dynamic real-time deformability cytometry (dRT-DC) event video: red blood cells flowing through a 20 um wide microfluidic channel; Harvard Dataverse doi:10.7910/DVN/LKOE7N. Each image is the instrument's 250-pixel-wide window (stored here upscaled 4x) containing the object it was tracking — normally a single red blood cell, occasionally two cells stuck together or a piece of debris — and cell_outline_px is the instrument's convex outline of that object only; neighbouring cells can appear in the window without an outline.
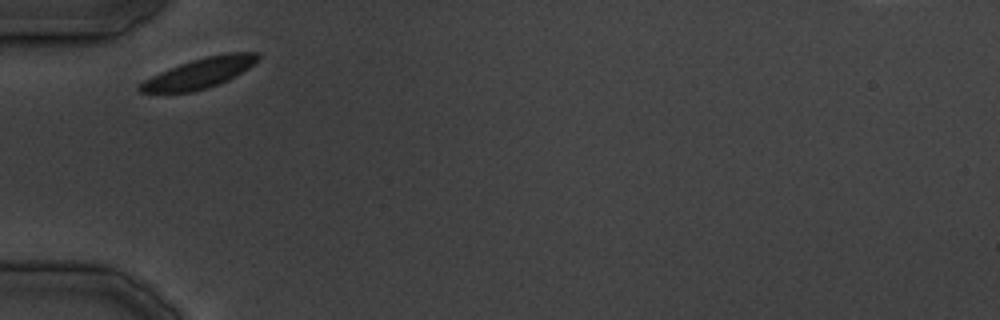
{"species": "common noctule bat (a hibernating species)", "species_latin": "Nyctalus noctula", "temperature_condition": "cold", "stored_images_in_passage": 6, "camera_frame_rate_fps": 3000, "um_per_image_px": 0.085, "animal": {"sex": "male", "body_mass_g": 19.5, "forearm_length_mm": 54.6}, "frame": {"image": 1, "passage_image": 1, "time_ms": 0.0, "image_size_px": [1000, 320], "cell_outline_px": [[260, 56], [248, 68], [228, 80], [208, 88], [192, 92], [140, 92], [136, 88], [136, 84], [168, 68], [204, 56], [228, 52], [256, 52]], "centroid_in_image_um": [16.92, 6.22], "position_along_channel_um": 68.1, "area_um2": 20.63}}